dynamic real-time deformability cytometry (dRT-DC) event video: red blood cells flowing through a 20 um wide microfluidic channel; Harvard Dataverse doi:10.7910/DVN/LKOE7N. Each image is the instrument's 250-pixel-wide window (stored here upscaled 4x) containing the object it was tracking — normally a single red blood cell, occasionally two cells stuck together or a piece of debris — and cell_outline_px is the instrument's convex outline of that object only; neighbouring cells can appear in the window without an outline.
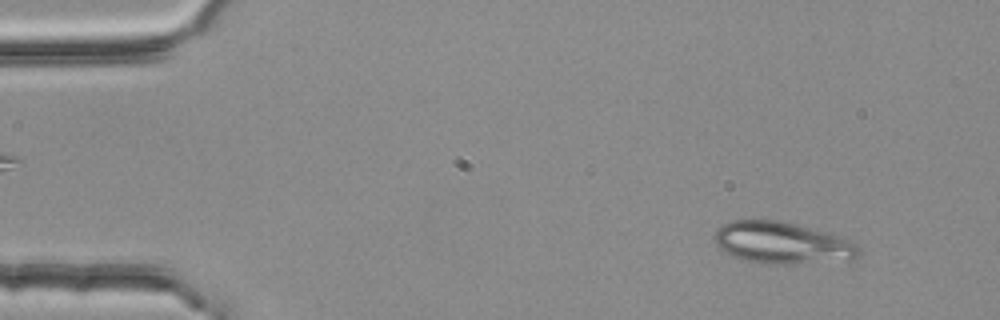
{"species": "common noctule bat (a hibernating species)", "species_latin": "Nyctalus noctula", "temperature_condition": "room temperature", "stored_images_in_passage": 52, "camera_frame_rate_fps": 3000, "um_per_image_px": 0.085, "animal": {"sex": "female", "body_mass_g": 25.1}, "frame": {"image": 1, "passage_image": 5, "time_ms": 1.333, "image_size_px": [1000, 320], "cell_outline_px": [[860, 256], [856, 260], [792, 264], [748, 260], [732, 256], [724, 252], [712, 240], [712, 236], [716, 228], [720, 224], [732, 220], [776, 220], [824, 232], [836, 236], [856, 244], [860, 248]], "centroid_in_image_um": [66.44, 20.65], "position_along_channel_um": 18.6, "area_um2": 34.85}}
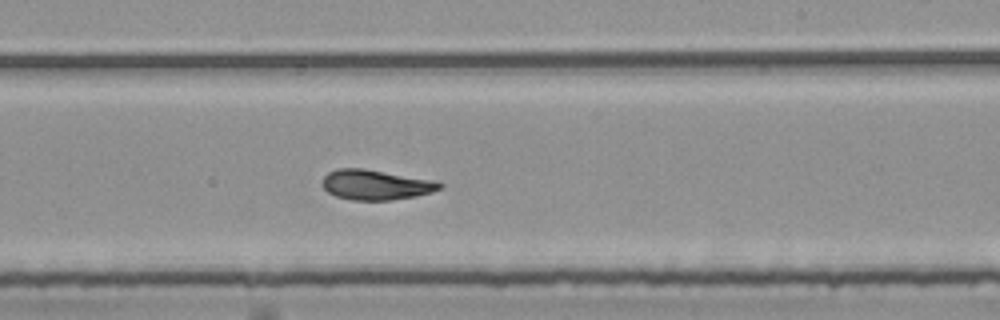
{"frame": {"image": 2, "passage_image": 32, "time_ms": 10.333, "image_size_px": [1000, 320], "cell_outline_px": [[444, 188], [432, 192], [416, 196], [392, 200], [352, 200], [336, 196], [328, 192], [320, 184], [320, 180], [328, 172], [336, 168], [364, 168], [440, 180], [444, 184]], "centroid_in_image_um": [31.99, 15.69], "position_along_channel_um": 257.0, "area_um2": 21.21}}
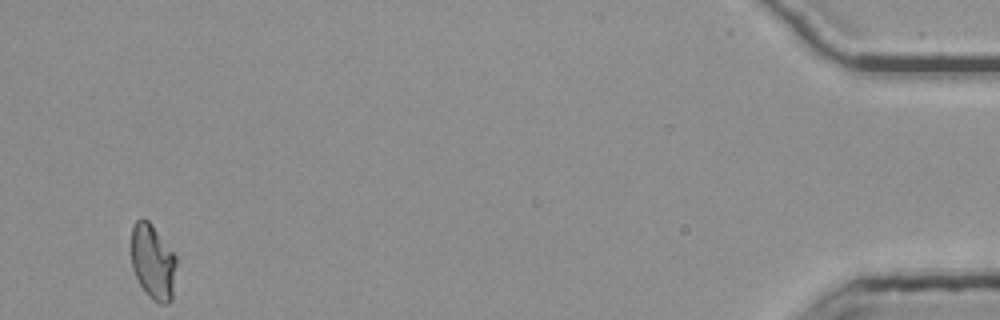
{"frame": {"image": 3, "passage_image": 52, "time_ms": 17.0, "image_size_px": [1000, 320], "cell_outline_px": [[176, 264], [172, 300], [168, 304], [160, 304], [152, 300], [140, 284], [132, 268], [132, 228], [136, 220], [140, 216], [148, 220], [152, 224], [176, 256]], "centroid_in_image_um": [13.0, 22.26], "position_along_channel_um": 422.2, "area_um2": 19.77}, "authors_computed_cell_mechanics": {"area_um2": 20.8658, "velocity_mm_per_s": 3.7523, "shape_relaxation_time_tau1_ms": 6.1956, "shape_relaxation_time_tau2_ms": 1.9043, "deformation_change_tau1": 0.1706, "deformation_change_tau2": 0.0741}}